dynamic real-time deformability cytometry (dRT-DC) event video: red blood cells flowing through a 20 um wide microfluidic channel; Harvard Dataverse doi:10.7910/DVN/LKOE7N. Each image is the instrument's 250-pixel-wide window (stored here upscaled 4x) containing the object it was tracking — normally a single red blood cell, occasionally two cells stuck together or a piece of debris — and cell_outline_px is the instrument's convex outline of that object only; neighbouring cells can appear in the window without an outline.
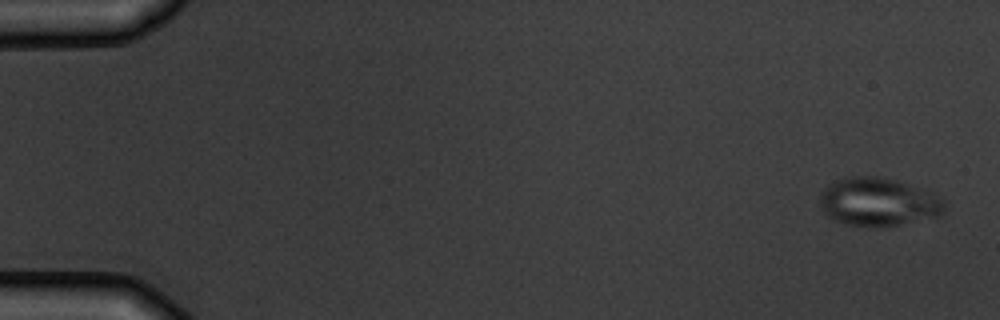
{"species": "common noctule bat (a hibernating species)", "species_latin": "Nyctalus noctula", "temperature_condition": "warm", "stored_images_in_passage": 4, "camera_frame_rate_fps": 3000, "um_per_image_px": 0.085, "animal": {"sex": "male", "body_mass_g": 19.5, "forearm_length_mm": 54.6}, "frame": {"image": 1, "passage_image": 1, "time_ms": 0.0, "image_size_px": [1000, 320], "cell_outline_px": [[944, 212], [936, 216], [880, 228], [868, 228], [844, 224], [828, 216], [824, 212], [820, 204], [820, 192], [828, 184], [844, 176], [880, 176], [896, 180], [924, 188], [936, 192], [944, 196]], "centroid_in_image_um": [74.67, 17.15], "position_along_channel_um": 10.3, "area_um2": 35.84}}